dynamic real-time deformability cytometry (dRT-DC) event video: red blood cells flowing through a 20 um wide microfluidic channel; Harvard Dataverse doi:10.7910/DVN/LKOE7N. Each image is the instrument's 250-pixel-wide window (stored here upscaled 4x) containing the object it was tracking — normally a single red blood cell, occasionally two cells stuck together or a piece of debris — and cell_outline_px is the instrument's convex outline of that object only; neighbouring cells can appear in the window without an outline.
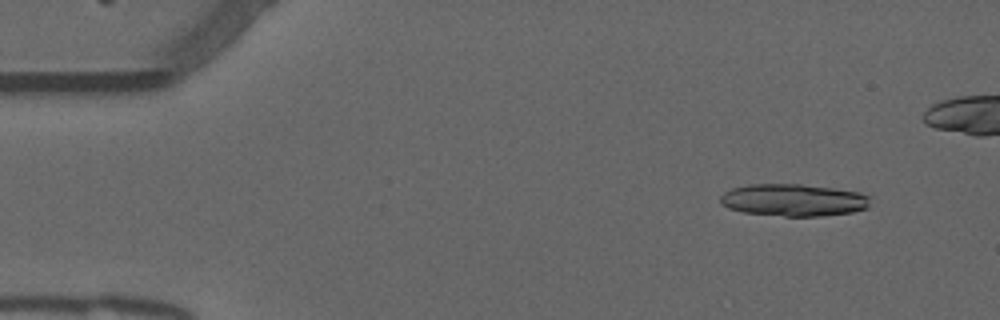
{"species": "common noctule bat (a hibernating species)", "species_latin": "Nyctalus noctula", "temperature_condition": "warm", "stored_images_in_passage": 17, "camera_frame_rate_fps": 3000, "um_per_image_px": 0.085, "animal": {"sex": "male", "forearm_length_mm": 52.5}, "frame": {"image": 1, "passage_image": 5, "time_ms": 1.333, "image_size_px": [1000, 320], "cell_outline_px": [[868, 208], [852, 212], [820, 216], [784, 216], [744, 212], [728, 208], [720, 204], [720, 196], [724, 192], [732, 188], [748, 184], [800, 184], [832, 188], [860, 192], [868, 196]], "centroid_in_image_um": [67.41, 17.0], "position_along_channel_um": 17.6, "area_um2": 28.09}}